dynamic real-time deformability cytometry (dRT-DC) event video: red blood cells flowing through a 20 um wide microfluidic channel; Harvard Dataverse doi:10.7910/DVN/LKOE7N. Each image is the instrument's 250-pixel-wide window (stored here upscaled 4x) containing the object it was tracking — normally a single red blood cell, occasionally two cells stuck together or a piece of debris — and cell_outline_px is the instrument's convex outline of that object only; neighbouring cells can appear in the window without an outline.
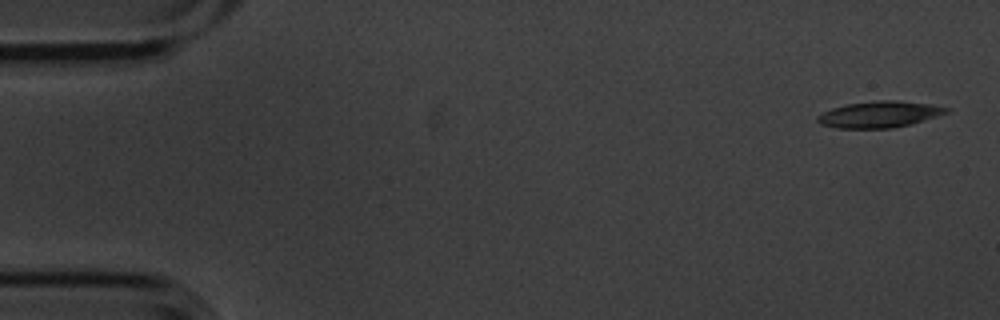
{"species": "common noctule bat (a hibernating species)", "species_latin": "Nyctalus noctula", "temperature_condition": "cold", "stored_images_in_passage": 5, "camera_frame_rate_fps": 3000, "um_per_image_px": 0.085, "animal": {"sex": "male", "body_mass_g": 20.1, "forearm_length_mm": 53.5}, "frame": {"image": 1, "passage_image": 1, "time_ms": 0.0, "image_size_px": [1000, 320], "cell_outline_px": [[948, 112], [912, 124], [892, 128], [836, 128], [820, 124], [816, 120], [816, 116], [832, 108], [848, 104], [876, 100], [896, 100], [928, 104], [948, 108]], "centroid_in_image_um": [74.7, 9.73], "position_along_channel_um": 10.3, "area_um2": 19.59}}